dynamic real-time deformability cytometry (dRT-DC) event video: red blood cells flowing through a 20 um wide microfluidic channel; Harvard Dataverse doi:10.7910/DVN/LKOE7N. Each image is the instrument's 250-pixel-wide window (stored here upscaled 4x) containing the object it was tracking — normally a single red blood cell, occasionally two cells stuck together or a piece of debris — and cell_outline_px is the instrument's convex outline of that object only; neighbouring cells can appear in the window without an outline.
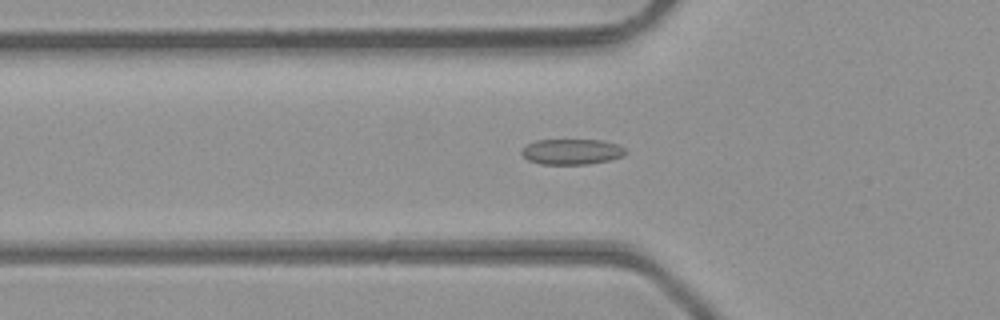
{"species": "common noctule bat (a hibernating species)", "species_latin": "Nyctalus noctula", "temperature_condition": "room temperature", "stored_images_in_passage": 32, "camera_frame_rate_fps": 3000, "um_per_image_px": 0.085, "animal": {"sex": "male", "body_mass_g": 23.1, "forearm_length_mm": 52.7}, "frame": {"image": 1, "passage_image": 6, "time_ms": 1.667, "image_size_px": [1000, 320], "cell_outline_px": [[628, 152], [624, 156], [612, 160], [588, 164], [540, 164], [528, 160], [520, 152], [520, 148], [536, 140], [600, 140], [620, 144]], "centroid_in_image_um": [48.63, 12.89], "position_along_channel_um": 77.2, "area_um2": 15.72}}
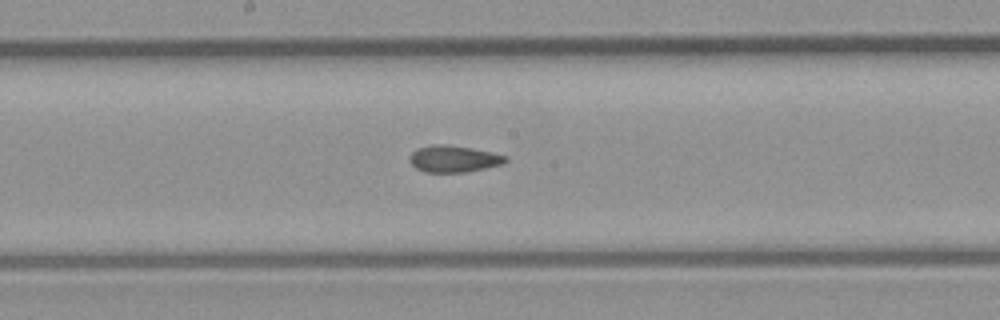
{"frame": {"image": 2, "passage_image": 15, "time_ms": 4.667, "image_size_px": [1000, 320], "cell_outline_px": [[508, 160], [504, 164], [468, 172], [424, 172], [416, 168], [408, 160], [408, 156], [416, 148], [468, 148], [492, 152], [508, 156]], "centroid_in_image_um": [38.62, 13.57], "position_along_channel_um": 209.6, "area_um2": 14.16}}
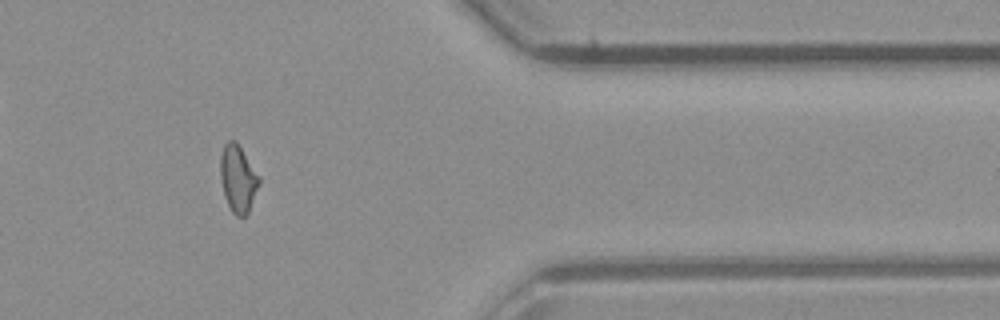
{"frame": {"image": 3, "passage_image": 29, "time_ms": 9.333, "image_size_px": [1000, 320], "cell_outline_px": [[260, 184], [248, 212], [244, 216], [236, 216], [232, 212], [224, 196], [220, 176], [220, 156], [224, 144], [228, 140], [236, 140], [260, 176]], "centroid_in_image_um": [20.23, 15.16], "position_along_channel_um": 391.2, "area_um2": 15.26}, "authors_computed_cell_mechanics": {"area_um2": 14.9991, "velocity_mm_per_s": 4.3606, "shape_relaxation_time_tau1_ms": null, "shape_relaxation_time_tau2_ms": 2.1175, "deformation_change_tau1": null, "deformation_change_tau2": 0.0806}}